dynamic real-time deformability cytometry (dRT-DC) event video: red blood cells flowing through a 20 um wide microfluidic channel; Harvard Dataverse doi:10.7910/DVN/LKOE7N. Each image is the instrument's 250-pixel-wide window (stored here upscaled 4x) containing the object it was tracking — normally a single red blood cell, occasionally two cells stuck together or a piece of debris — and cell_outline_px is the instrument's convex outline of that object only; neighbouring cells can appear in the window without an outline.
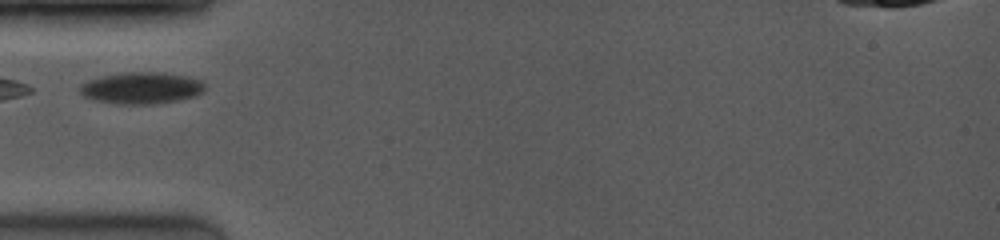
{"species": "common noctule bat (a hibernating species)", "species_latin": "Nyctalus noctula", "temperature_condition": "room temperature", "stored_images_in_passage": 3, "camera_frame_rate_fps": 4000, "um_per_image_px": 0.085, "animal": {"sex": "female", "body_mass_g": 19.0, "forearm_length_mm": 53.3}, "frame": {"image": 1, "passage_image": 1, "time_ms": 0.0, "image_size_px": [1000, 240], "cell_outline_px": [[204, 92], [196, 96], [156, 104], [120, 104], [92, 100], [84, 96], [80, 92], [80, 88], [84, 84], [92, 80], [108, 76], [132, 72], [140, 72], [184, 76], [200, 80], [204, 84]], "centroid_in_image_um": [12.06, 7.52], "position_along_channel_um": 72.9, "area_um2": 22.25}}